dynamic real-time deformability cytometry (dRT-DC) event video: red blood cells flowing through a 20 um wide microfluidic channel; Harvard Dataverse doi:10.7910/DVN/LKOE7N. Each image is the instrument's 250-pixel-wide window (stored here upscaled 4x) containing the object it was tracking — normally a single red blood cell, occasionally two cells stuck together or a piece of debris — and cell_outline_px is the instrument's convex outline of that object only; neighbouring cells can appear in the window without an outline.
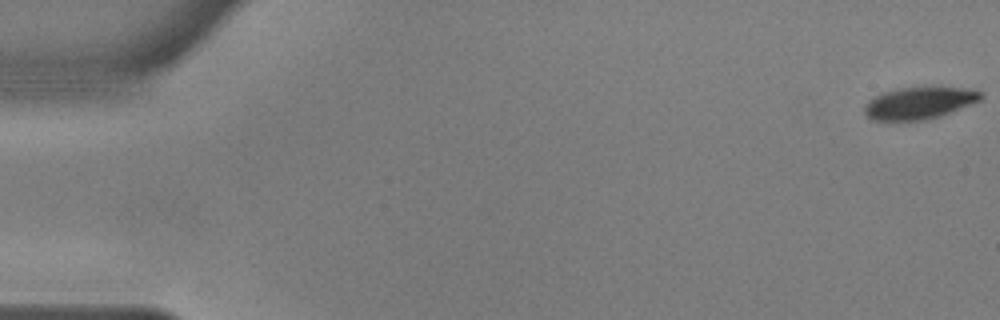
{"species": "common noctule bat (a hibernating species)", "species_latin": "Nyctalus noctula", "temperature_condition": "warm", "stored_images_in_passage": 57, "camera_frame_rate_fps": 3000, "um_per_image_px": 0.085, "animal": {"sex": "male", "body_mass_g": 17.9, "forearm_length_mm": 54.2}, "frame": {"image": 1, "passage_image": 1, "time_ms": 0.0, "image_size_px": [1000, 320], "cell_outline_px": [[984, 96], [980, 100], [972, 104], [940, 116], [928, 120], [872, 120], [864, 112], [864, 108], [868, 100], [884, 92], [896, 88], [924, 84], [940, 84], [984, 92]], "centroid_in_image_um": [78.19, 8.69], "position_along_channel_um": 6.8, "area_um2": 22.66}}
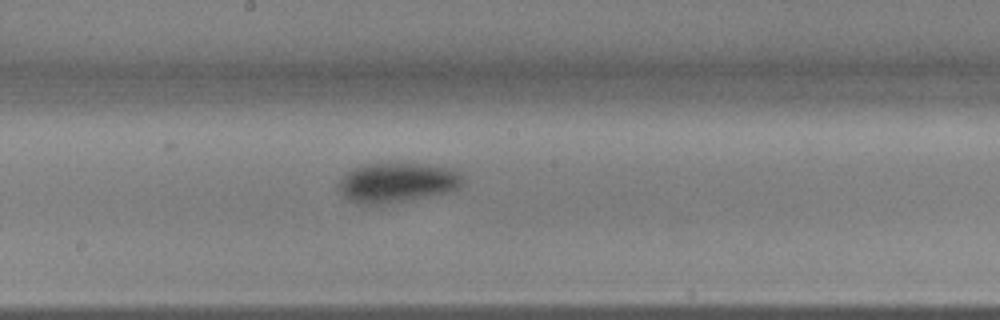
{"frame": {"image": 2, "passage_image": 31, "time_ms": 10.0, "image_size_px": [1000, 320], "cell_outline_px": [[464, 180], [456, 188], [448, 192], [380, 204], [368, 204], [348, 200], [336, 188], [336, 184], [348, 172], [364, 164], [420, 164], [448, 168], [456, 172]], "centroid_in_image_um": [33.68, 15.52], "position_along_channel_um": 214.5, "area_um2": 27.8}}
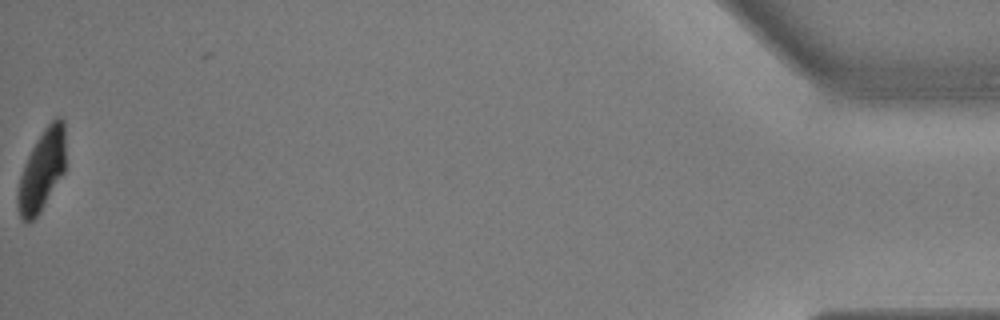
{"frame": {"image": 3, "passage_image": 57, "time_ms": 18.667, "image_size_px": [1000, 320], "cell_outline_px": [[64, 172], [36, 216], [28, 224], [24, 224], [20, 220], [16, 204], [16, 192], [20, 176], [24, 164], [36, 140], [44, 128], [56, 116], [60, 116], [64, 120]], "centroid_in_image_um": [3.51, 14.51], "position_along_channel_um": 431.7, "area_um2": 22.48}, "authors_computed_cell_mechanics": {"area_um2": 26.299, "velocity_mm_per_s": 3.597, "shape_relaxation_time_tau1_ms": 5.4013, "shape_relaxation_time_tau2_ms": 1.2427, "deformation_change_tau1": 0.1787, "deformation_change_tau2": 0.0401}}